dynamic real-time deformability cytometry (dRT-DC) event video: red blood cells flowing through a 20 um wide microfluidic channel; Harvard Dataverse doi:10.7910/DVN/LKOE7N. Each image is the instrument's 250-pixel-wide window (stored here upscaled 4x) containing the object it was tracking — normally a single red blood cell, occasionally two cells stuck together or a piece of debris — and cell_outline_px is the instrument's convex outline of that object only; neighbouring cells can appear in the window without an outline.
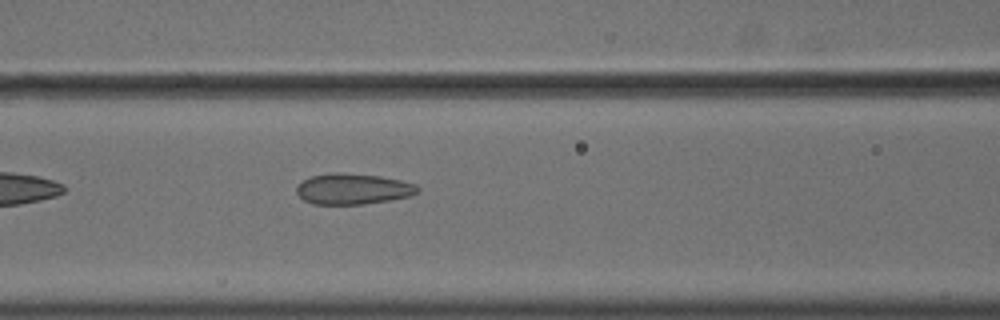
{"species": "common noctule bat (a hibernating species)", "species_latin": "Nyctalus noctula", "temperature_condition": "cold", "stored_images_in_passage": 23, "camera_frame_rate_fps": 3000, "um_per_image_px": 0.085, "animal": {"sex": "male", "body_mass_g": 18.8}, "frame": {"image": 1, "passage_image": 6, "time_ms": 1.667, "image_size_px": [1000, 320], "cell_outline_px": [[420, 192], [408, 196], [388, 200], [364, 204], [312, 204], [304, 200], [296, 192], [296, 188], [304, 180], [312, 176], [332, 172], [340, 172], [380, 176], [400, 180], [416, 184], [420, 188]], "centroid_in_image_um": [30.01, 16.05], "position_along_channel_um": 136.6, "area_um2": 21.68}}
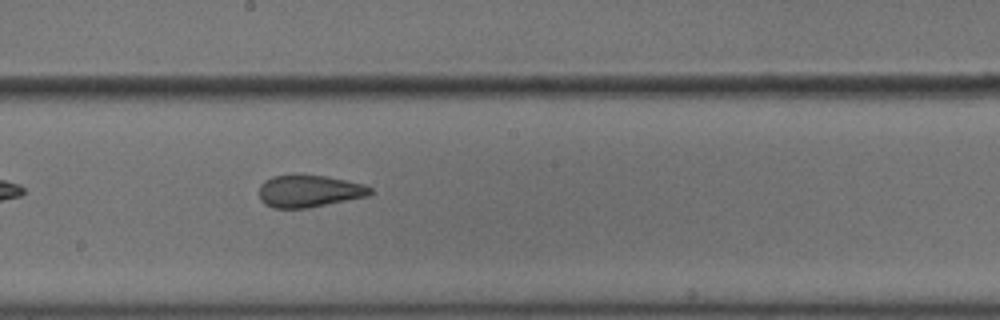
{"frame": {"image": 2, "passage_image": 13, "time_ms": 4.0, "image_size_px": [1000, 320], "cell_outline_px": [[372, 192], [368, 196], [308, 208], [272, 208], [264, 204], [260, 200], [260, 184], [264, 180], [272, 176], [296, 172], [324, 176], [364, 184], [372, 188]], "centroid_in_image_um": [26.23, 16.22], "position_along_channel_um": 222.0, "area_um2": 21.33}}
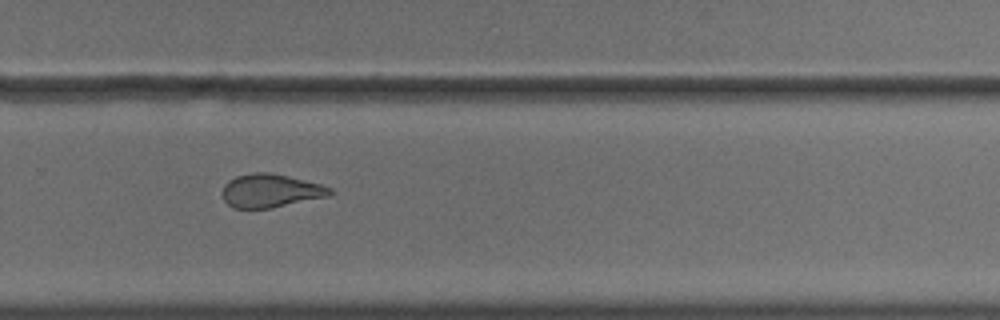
{"frame": {"image": 3, "passage_image": 20, "time_ms": 6.333, "image_size_px": [1000, 320], "cell_outline_px": [[332, 192], [328, 196], [272, 208], [232, 208], [224, 200], [224, 184], [228, 180], [236, 176], [252, 172], [268, 172], [288, 176], [320, 184], [332, 188]], "centroid_in_image_um": [22.98, 16.21], "position_along_channel_um": 306.8, "area_um2": 20.81}}